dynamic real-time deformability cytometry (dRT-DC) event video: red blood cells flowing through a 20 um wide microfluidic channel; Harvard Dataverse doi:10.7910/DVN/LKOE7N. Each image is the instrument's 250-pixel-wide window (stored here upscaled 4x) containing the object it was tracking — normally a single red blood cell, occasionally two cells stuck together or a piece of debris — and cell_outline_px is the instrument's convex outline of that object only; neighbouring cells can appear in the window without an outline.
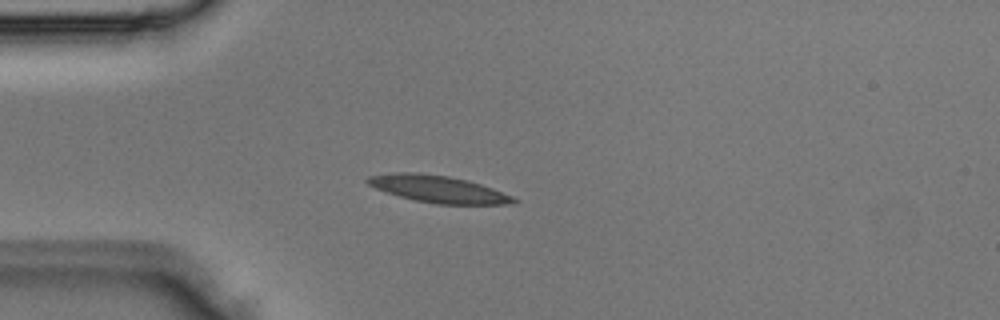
{"species": "Egyptian fruit bat (a non-hibernating species)", "species_latin": "Rousettus aegyptiacus", "temperature_condition": "room temperature", "stored_images_in_passage": 3, "camera_frame_rate_fps": 3000, "um_per_image_px": 0.085, "animal": {"sex": "male"}, "frame": {"image": 1, "passage_image": 3, "time_ms": 0.667, "image_size_px": [1000, 320], "cell_outline_px": [[520, 200], [516, 204], [436, 204], [416, 200], [400, 196], [376, 188], [368, 184], [364, 180], [368, 176], [396, 172], [420, 172], [448, 176], [468, 180], [492, 188], [512, 196]], "centroid_in_image_um": [37.27, 16.06], "position_along_channel_um": 47.7, "area_um2": 22.95}}